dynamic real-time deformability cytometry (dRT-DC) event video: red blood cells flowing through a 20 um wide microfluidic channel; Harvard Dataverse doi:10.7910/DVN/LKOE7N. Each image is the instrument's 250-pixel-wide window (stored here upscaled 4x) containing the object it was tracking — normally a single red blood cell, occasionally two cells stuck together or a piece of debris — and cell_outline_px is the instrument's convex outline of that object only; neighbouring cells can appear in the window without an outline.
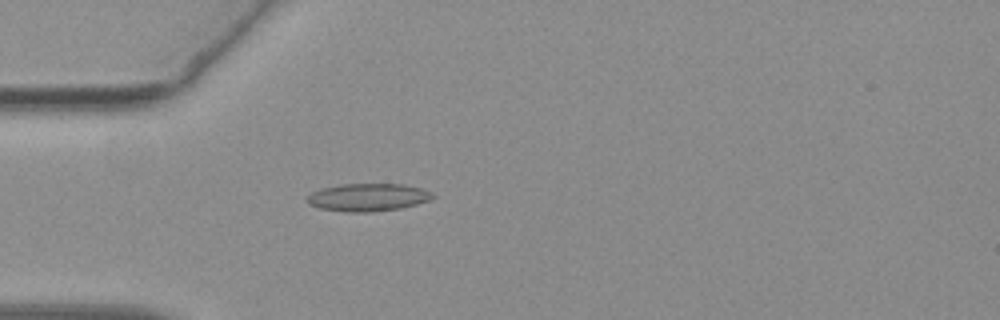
{"species": "common noctule bat (a hibernating species)", "species_latin": "Nyctalus noctula", "temperature_condition": "warm", "stored_images_in_passage": 54, "camera_frame_rate_fps": 3000, "um_per_image_px": 0.085, "animal": {"sex": "female", "body_mass_g": 19.3, "forearm_length_mm": 54.1}, "frame": {"image": 1, "passage_image": 16, "time_ms": 5.0, "image_size_px": [1000, 320], "cell_outline_px": [[436, 196], [428, 200], [416, 204], [400, 208], [372, 212], [344, 212], [320, 208], [308, 204], [308, 196], [312, 192], [320, 188], [340, 184], [404, 184], [420, 188], [432, 192]], "centroid_in_image_um": [31.26, 16.77], "position_along_channel_um": 53.7, "area_um2": 20.29}}
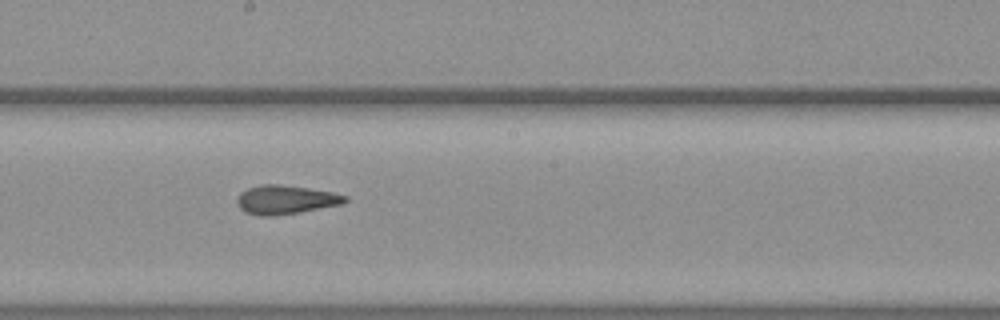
{"frame": {"image": 2, "passage_image": 30, "time_ms": 9.667, "image_size_px": [1000, 320], "cell_outline_px": [[348, 200], [344, 204], [300, 212], [272, 216], [260, 216], [244, 212], [236, 204], [236, 200], [240, 192], [248, 188], [260, 184], [276, 184], [308, 188], [332, 192], [348, 196]], "centroid_in_image_um": [24.27, 16.98], "position_along_channel_um": 223.9, "area_um2": 18.32}}
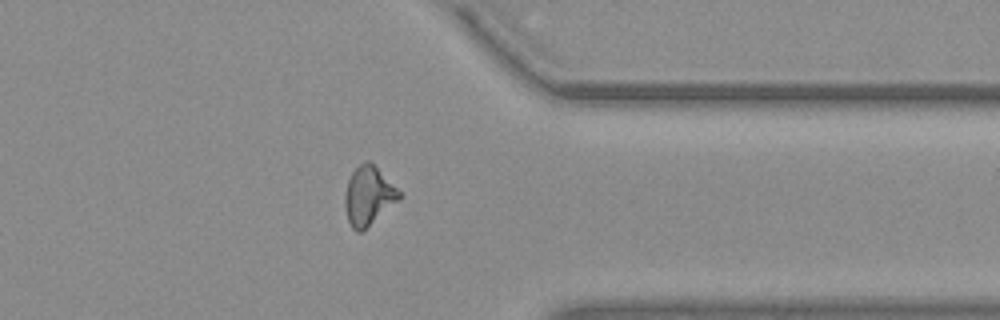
{"frame": {"image": 3, "passage_image": 43, "time_ms": 14.0, "image_size_px": [1000, 320], "cell_outline_px": [[400, 200], [360, 232], [356, 232], [352, 228], [348, 220], [344, 204], [344, 196], [348, 180], [352, 172], [360, 164], [368, 160], [400, 192]], "centroid_in_image_um": [31.29, 16.67], "position_along_channel_um": 380.1, "area_um2": 18.09}, "authors_computed_cell_mechanics": {"area_um2": 18.2648, "velocity_mm_per_s": 3.8019, "shape_relaxation_time_tau1_ms": null, "shape_relaxation_time_tau2_ms": 1.7644, "deformation_change_tau1": null, "deformation_change_tau2": 0.0919}}